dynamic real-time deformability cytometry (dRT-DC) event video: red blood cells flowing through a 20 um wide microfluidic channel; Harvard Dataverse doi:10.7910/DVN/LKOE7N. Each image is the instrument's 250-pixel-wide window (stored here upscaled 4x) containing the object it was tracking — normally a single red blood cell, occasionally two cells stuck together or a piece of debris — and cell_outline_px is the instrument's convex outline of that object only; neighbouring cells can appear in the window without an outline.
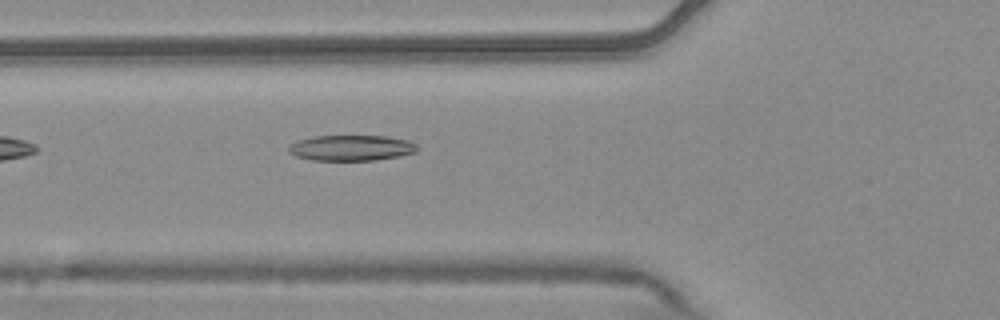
{"species": "common noctule bat (a hibernating species)", "species_latin": "Nyctalus noctula", "temperature_condition": "warm", "stored_images_in_passage": 5, "camera_frame_rate_fps": 3000, "um_per_image_px": 0.085, "animal": {"sex": "male", "body_mass_g": 20.4}, "frame": {"image": 1, "passage_image": 5, "time_ms": 1.333, "image_size_px": [1000, 320], "cell_outline_px": [[420, 148], [416, 152], [400, 156], [372, 160], [312, 160], [296, 156], [288, 152], [288, 148], [296, 140], [316, 136], [384, 136], [408, 140], [416, 144]], "centroid_in_image_um": [29.87, 12.57], "position_along_channel_um": 95.9, "area_um2": 19.19}}